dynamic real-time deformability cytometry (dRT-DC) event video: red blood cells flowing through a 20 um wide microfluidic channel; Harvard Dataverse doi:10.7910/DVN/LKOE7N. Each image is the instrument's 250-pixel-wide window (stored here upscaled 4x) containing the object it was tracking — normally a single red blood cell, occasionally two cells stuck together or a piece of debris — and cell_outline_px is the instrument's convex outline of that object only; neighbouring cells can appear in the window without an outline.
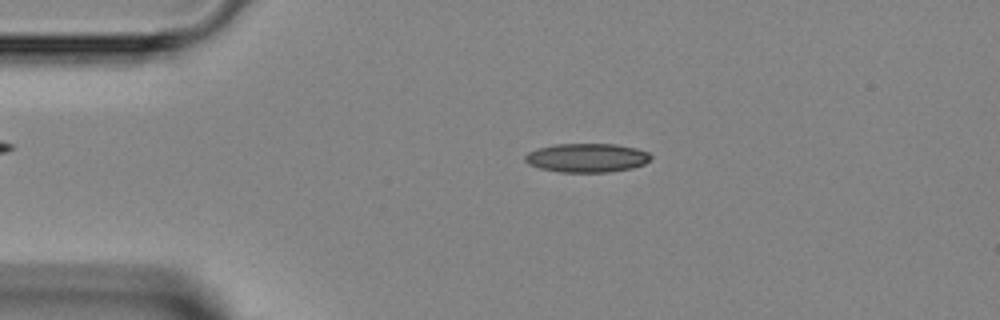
{"species": "Egyptian fruit bat (a non-hibernating species)", "species_latin": "Rousettus aegyptiacus", "temperature_condition": "room temperature", "stored_images_in_passage": 44, "camera_frame_rate_fps": 3000, "um_per_image_px": 0.085, "animal": {"sex": "female"}, "frame": {"image": 1, "passage_image": 7, "time_ms": 2.0, "image_size_px": [1000, 320], "cell_outline_px": [[652, 156], [644, 164], [632, 168], [608, 172], [560, 172], [540, 168], [528, 164], [524, 160], [524, 156], [528, 152], [536, 148], [556, 144], [616, 144], [636, 148], [648, 152]], "centroid_in_image_um": [49.86, 13.41], "position_along_channel_um": 35.1, "area_um2": 21.21}}
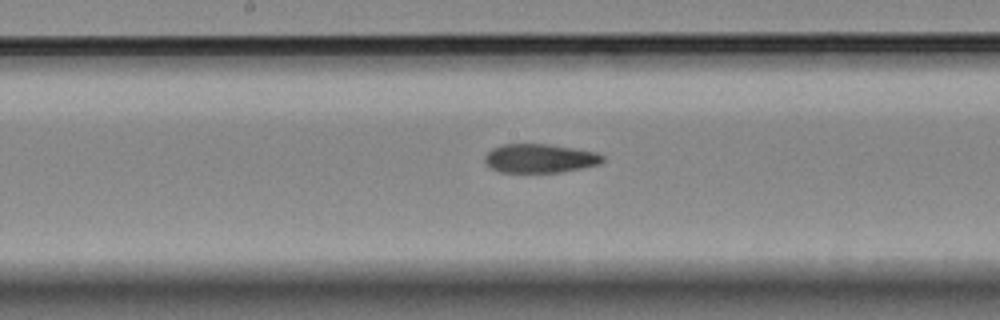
{"frame": {"image": 2, "passage_image": 21, "time_ms": 6.667, "image_size_px": [1000, 320], "cell_outline_px": [[604, 160], [600, 164], [560, 172], [500, 172], [492, 168], [484, 160], [484, 156], [492, 148], [500, 144], [548, 144], [596, 152], [604, 156]], "centroid_in_image_um": [45.87, 13.45], "position_along_channel_um": 202.3, "area_um2": 19.71}}
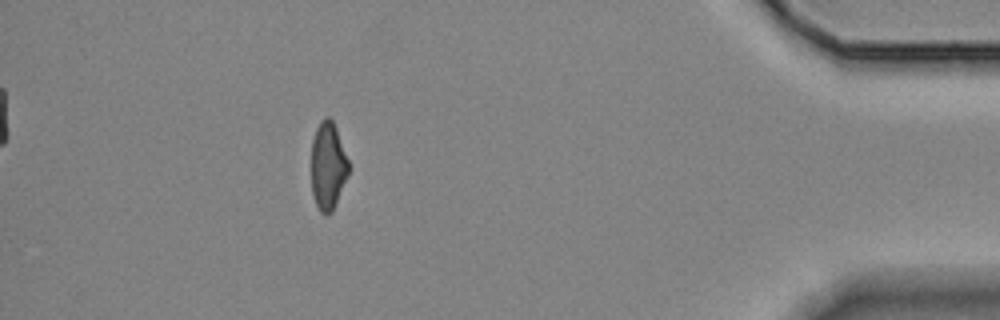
{"frame": {"image": 3, "passage_image": 39, "time_ms": 12.667, "image_size_px": [1000, 320], "cell_outline_px": [[348, 172], [332, 212], [328, 216], [324, 216], [320, 212], [316, 204], [312, 192], [312, 140], [316, 128], [320, 120], [324, 116], [328, 116], [332, 120], [336, 128], [348, 160]], "centroid_in_image_um": [27.85, 14.09], "position_along_channel_um": 407.3, "area_um2": 18.84}}